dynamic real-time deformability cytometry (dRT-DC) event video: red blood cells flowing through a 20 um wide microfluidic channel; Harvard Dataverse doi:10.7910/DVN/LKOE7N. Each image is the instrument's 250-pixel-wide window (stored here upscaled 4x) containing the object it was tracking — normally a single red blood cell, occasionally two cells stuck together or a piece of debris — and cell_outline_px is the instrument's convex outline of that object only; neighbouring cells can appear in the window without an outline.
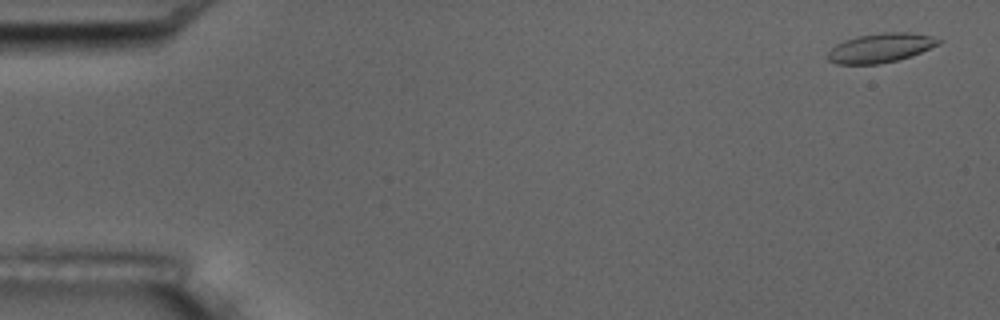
{"species": "common noctule bat (a hibernating species)", "species_latin": "Nyctalus noctula", "temperature_condition": "room temperature", "stored_images_in_passage": 5, "camera_frame_rate_fps": 3000, "um_per_image_px": 0.085, "animal": {"sex": "male", "body_mass_g": 17.5, "forearm_length_mm": 52.3}, "frame": {"image": 1, "passage_image": 1, "time_ms": 0.0, "image_size_px": [1000, 320], "cell_outline_px": [[944, 40], [940, 44], [912, 56], [880, 64], [836, 64], [828, 60], [828, 52], [836, 44], [844, 40], [856, 36], [880, 32], [908, 32], [932, 36]], "centroid_in_image_um": [74.87, 4.06], "position_along_channel_um": 10.1, "area_um2": 19.07}}